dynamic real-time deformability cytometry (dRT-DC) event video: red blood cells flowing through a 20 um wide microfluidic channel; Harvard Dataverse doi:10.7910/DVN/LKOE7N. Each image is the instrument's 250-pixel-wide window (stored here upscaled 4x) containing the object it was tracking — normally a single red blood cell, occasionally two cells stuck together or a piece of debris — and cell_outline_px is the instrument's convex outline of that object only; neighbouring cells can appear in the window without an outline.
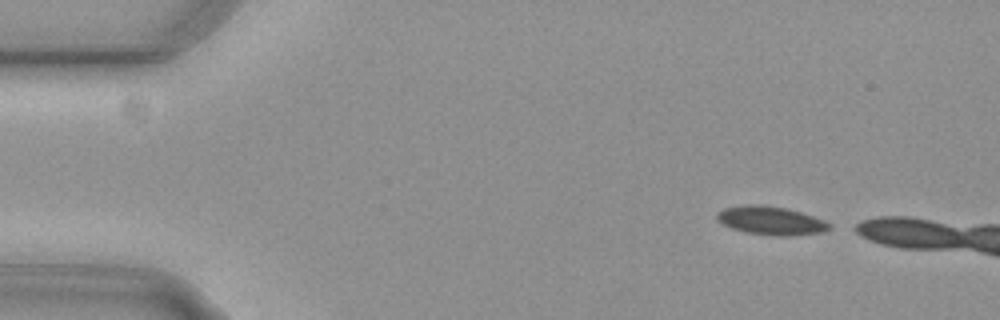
{"species": "common noctule bat (a hibernating species)", "species_latin": "Nyctalus noctula", "temperature_condition": "cold", "stored_images_in_passage": 8, "camera_frame_rate_fps": 3000, "um_per_image_px": 0.085, "animal": {"sex": "female", "body_mass_g": 29.2, "forearm_length_mm": 56.3}, "frame": {"image": 1, "passage_image": 1, "time_ms": 0.0, "image_size_px": [1000, 320], "cell_outline_px": [[832, 228], [820, 232], [788, 236], [776, 236], [744, 232], [732, 228], [716, 220], [716, 212], [724, 208], [744, 204], [760, 204], [788, 208], [824, 220], [832, 224]], "centroid_in_image_um": [65.5, 18.74], "position_along_channel_um": 19.5, "area_um2": 18.79}}